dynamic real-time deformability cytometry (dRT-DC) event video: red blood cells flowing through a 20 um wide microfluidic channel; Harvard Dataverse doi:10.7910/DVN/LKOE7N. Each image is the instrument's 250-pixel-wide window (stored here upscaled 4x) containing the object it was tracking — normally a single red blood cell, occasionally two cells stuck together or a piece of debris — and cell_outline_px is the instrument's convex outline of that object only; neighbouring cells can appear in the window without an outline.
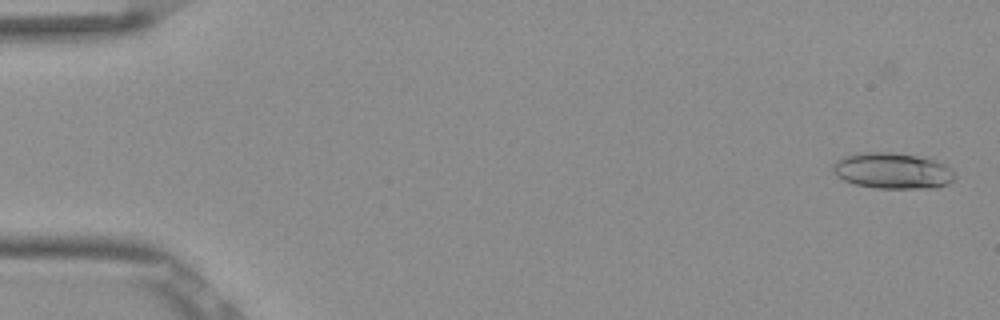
{"species": "Egyptian fruit bat (a non-hibernating species)", "species_latin": "Rousettus aegyptiacus", "temperature_condition": "room temperature", "stored_images_in_passage": 53, "camera_frame_rate_fps": 3000, "um_per_image_px": 0.085, "frame": {"image": 1, "passage_image": 2, "time_ms": 0.333, "image_size_px": [1000, 320], "cell_outline_px": [[956, 176], [948, 184], [936, 188], [876, 188], [856, 184], [844, 180], [836, 176], [832, 172], [832, 164], [836, 160], [844, 156], [860, 152], [892, 152], [916, 156], [936, 160], [952, 168]], "centroid_in_image_um": [75.86, 14.51], "position_along_channel_um": 9.1, "area_um2": 25.78}}
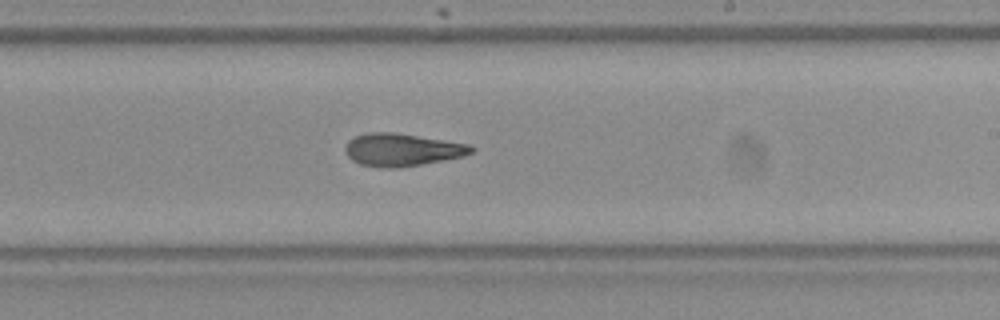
{"frame": {"image": 2, "passage_image": 32, "time_ms": 10.333, "image_size_px": [1000, 320], "cell_outline_px": [[476, 148], [472, 152], [464, 156], [444, 160], [396, 168], [380, 168], [360, 164], [352, 160], [348, 156], [344, 148], [348, 140], [352, 136], [368, 132], [396, 132], [472, 144]], "centroid_in_image_um": [34.17, 12.71], "position_along_channel_um": 254.8, "area_um2": 24.33}}
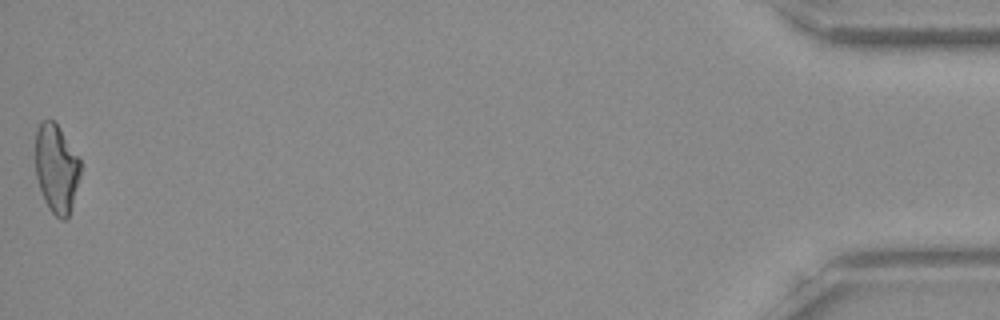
{"frame": {"image": 3, "passage_image": 53, "time_ms": 17.333, "image_size_px": [1000, 320], "cell_outline_px": [[80, 176], [68, 216], [64, 220], [60, 220], [48, 208], [44, 200], [36, 176], [36, 128], [44, 120], [52, 120], [60, 128], [80, 160]], "centroid_in_image_um": [4.79, 14.33], "position_along_channel_um": 430.4, "area_um2": 22.89}, "authors_computed_cell_mechanics": {"area_um2": 23.8714, "velocity_mm_per_s": 3.8679, "shape_relaxation_time_tau1_ms": 10.9779, "shape_relaxation_time_tau2_ms": 3.2611, "deformation_change_tau1": 0.2621, "deformation_change_tau2": 0.1119}}